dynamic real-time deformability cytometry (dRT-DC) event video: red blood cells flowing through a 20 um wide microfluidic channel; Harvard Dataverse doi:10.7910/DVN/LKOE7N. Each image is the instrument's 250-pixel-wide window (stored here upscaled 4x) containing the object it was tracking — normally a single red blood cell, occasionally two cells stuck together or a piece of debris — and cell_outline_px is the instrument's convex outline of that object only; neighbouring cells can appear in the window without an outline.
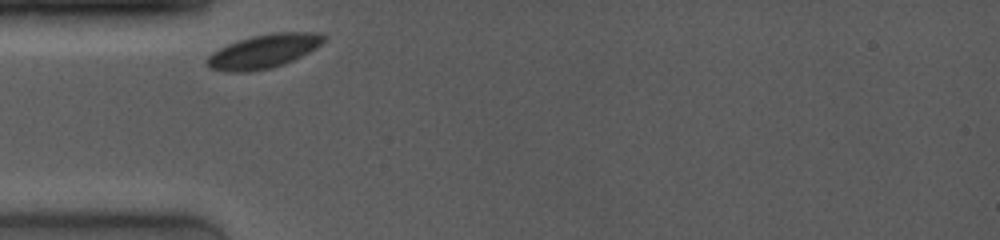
{"species": "common noctule bat (a hibernating species)", "species_latin": "Nyctalus noctula", "temperature_condition": "room temperature", "stored_images_in_passage": 2, "camera_frame_rate_fps": 4000, "um_per_image_px": 0.085, "animal": {"sex": "female", "body_mass_g": 19.0, "forearm_length_mm": 53.3}, "frame": {"image": 1, "passage_image": 1, "time_ms": 0.0, "image_size_px": [1000, 240], "cell_outline_px": [[328, 36], [316, 48], [284, 64], [272, 68], [248, 72], [232, 72], [212, 68], [204, 60], [212, 52], [228, 44], [252, 36], [272, 32], [320, 32]], "centroid_in_image_um": [22.44, 4.35], "position_along_channel_um": 62.6, "area_um2": 22.89}}